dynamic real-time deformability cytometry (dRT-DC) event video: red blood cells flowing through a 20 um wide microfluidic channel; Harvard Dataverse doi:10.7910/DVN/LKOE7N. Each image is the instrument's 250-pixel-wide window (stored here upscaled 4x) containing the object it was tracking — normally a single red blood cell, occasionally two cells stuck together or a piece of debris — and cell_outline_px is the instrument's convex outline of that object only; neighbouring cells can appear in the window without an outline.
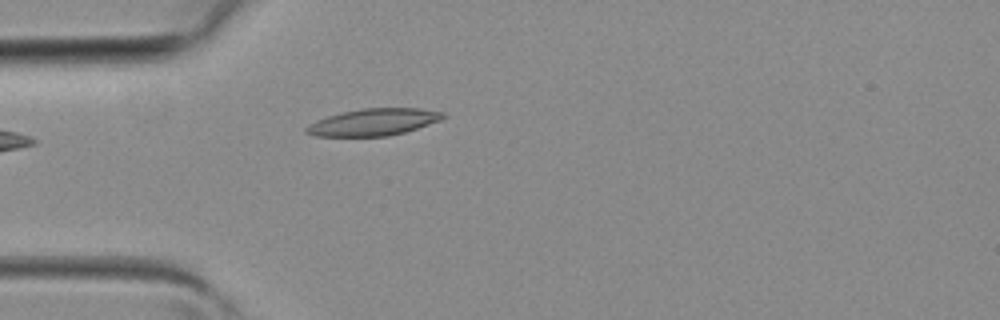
{"species": "common noctule bat (a hibernating species)", "species_latin": "Nyctalus noctula", "temperature_condition": "room temperature", "stored_images_in_passage": 5, "camera_frame_rate_fps": 3000, "um_per_image_px": 0.085, "animal": {"sex": "female", "body_mass_g": 19.3, "forearm_length_mm": 54.1}, "frame": {"image": 1, "passage_image": 5, "time_ms": 1.333, "image_size_px": [1000, 320], "cell_outline_px": [[448, 116], [440, 120], [404, 132], [388, 136], [316, 136], [304, 132], [304, 128], [308, 124], [316, 120], [328, 116], [344, 112], [364, 108], [420, 108], [444, 112]], "centroid_in_image_um": [31.74, 10.38], "position_along_channel_um": 53.3, "area_um2": 21.39}}